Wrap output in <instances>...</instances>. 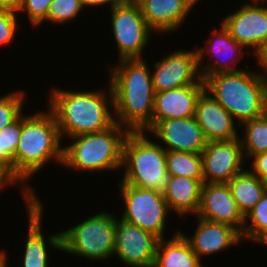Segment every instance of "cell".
<instances>
[{"label": "cell", "mask_w": 267, "mask_h": 267, "mask_svg": "<svg viewBox=\"0 0 267 267\" xmlns=\"http://www.w3.org/2000/svg\"><path fill=\"white\" fill-rule=\"evenodd\" d=\"M240 137L230 141H209L201 152L203 183H228L244 170Z\"/></svg>", "instance_id": "4fadbf2b"}, {"label": "cell", "mask_w": 267, "mask_h": 267, "mask_svg": "<svg viewBox=\"0 0 267 267\" xmlns=\"http://www.w3.org/2000/svg\"><path fill=\"white\" fill-rule=\"evenodd\" d=\"M111 10V24L119 59H143L144 48L154 31L148 26L139 4L124 0Z\"/></svg>", "instance_id": "9c48e42d"}, {"label": "cell", "mask_w": 267, "mask_h": 267, "mask_svg": "<svg viewBox=\"0 0 267 267\" xmlns=\"http://www.w3.org/2000/svg\"><path fill=\"white\" fill-rule=\"evenodd\" d=\"M125 204L121 219L164 239L170 210L161 191L118 183Z\"/></svg>", "instance_id": "ba28073f"}, {"label": "cell", "mask_w": 267, "mask_h": 267, "mask_svg": "<svg viewBox=\"0 0 267 267\" xmlns=\"http://www.w3.org/2000/svg\"><path fill=\"white\" fill-rule=\"evenodd\" d=\"M20 185L19 182L11 175L10 171L0 163V190H3L5 186L8 185Z\"/></svg>", "instance_id": "836d02e7"}, {"label": "cell", "mask_w": 267, "mask_h": 267, "mask_svg": "<svg viewBox=\"0 0 267 267\" xmlns=\"http://www.w3.org/2000/svg\"><path fill=\"white\" fill-rule=\"evenodd\" d=\"M124 0H81L82 5L85 9V7H96V6H103L105 4L110 3V8H113L119 4H121Z\"/></svg>", "instance_id": "e575fe53"}, {"label": "cell", "mask_w": 267, "mask_h": 267, "mask_svg": "<svg viewBox=\"0 0 267 267\" xmlns=\"http://www.w3.org/2000/svg\"><path fill=\"white\" fill-rule=\"evenodd\" d=\"M203 179H192L185 176H168L163 196L170 210L179 216L197 214L201 203Z\"/></svg>", "instance_id": "44dd1931"}, {"label": "cell", "mask_w": 267, "mask_h": 267, "mask_svg": "<svg viewBox=\"0 0 267 267\" xmlns=\"http://www.w3.org/2000/svg\"><path fill=\"white\" fill-rule=\"evenodd\" d=\"M109 95L105 91H70L54 89L49 96L48 109L53 113L61 139L81 134L104 131L115 122L113 94L110 84ZM109 96V97H108ZM110 106V108H109Z\"/></svg>", "instance_id": "3957f363"}, {"label": "cell", "mask_w": 267, "mask_h": 267, "mask_svg": "<svg viewBox=\"0 0 267 267\" xmlns=\"http://www.w3.org/2000/svg\"><path fill=\"white\" fill-rule=\"evenodd\" d=\"M25 91H12L0 98V131L14 122L21 114Z\"/></svg>", "instance_id": "f1b7e54d"}, {"label": "cell", "mask_w": 267, "mask_h": 267, "mask_svg": "<svg viewBox=\"0 0 267 267\" xmlns=\"http://www.w3.org/2000/svg\"><path fill=\"white\" fill-rule=\"evenodd\" d=\"M260 1L264 0H251L249 4L244 3L237 12L227 15L221 21L230 35L245 49L254 48L251 52L254 55L267 42V7L259 6Z\"/></svg>", "instance_id": "7c38bea8"}, {"label": "cell", "mask_w": 267, "mask_h": 267, "mask_svg": "<svg viewBox=\"0 0 267 267\" xmlns=\"http://www.w3.org/2000/svg\"><path fill=\"white\" fill-rule=\"evenodd\" d=\"M159 238L116 218L114 255L128 267H153Z\"/></svg>", "instance_id": "8fae6325"}, {"label": "cell", "mask_w": 267, "mask_h": 267, "mask_svg": "<svg viewBox=\"0 0 267 267\" xmlns=\"http://www.w3.org/2000/svg\"><path fill=\"white\" fill-rule=\"evenodd\" d=\"M253 165L249 169L259 179L263 180L267 177V152H262L251 157Z\"/></svg>", "instance_id": "d6a6232c"}, {"label": "cell", "mask_w": 267, "mask_h": 267, "mask_svg": "<svg viewBox=\"0 0 267 267\" xmlns=\"http://www.w3.org/2000/svg\"><path fill=\"white\" fill-rule=\"evenodd\" d=\"M81 0H53L49 6L47 20L63 24L78 16L83 10Z\"/></svg>", "instance_id": "f546056e"}, {"label": "cell", "mask_w": 267, "mask_h": 267, "mask_svg": "<svg viewBox=\"0 0 267 267\" xmlns=\"http://www.w3.org/2000/svg\"><path fill=\"white\" fill-rule=\"evenodd\" d=\"M129 131L115 123L98 132L70 137L63 147V166L78 171L117 170L122 167L123 143Z\"/></svg>", "instance_id": "5b68a950"}, {"label": "cell", "mask_w": 267, "mask_h": 267, "mask_svg": "<svg viewBox=\"0 0 267 267\" xmlns=\"http://www.w3.org/2000/svg\"><path fill=\"white\" fill-rule=\"evenodd\" d=\"M198 224L192 237L184 238L190 243L192 250L201 259L205 255H214L243 241L241 232L235 227L219 222H211L197 217Z\"/></svg>", "instance_id": "d6986e66"}, {"label": "cell", "mask_w": 267, "mask_h": 267, "mask_svg": "<svg viewBox=\"0 0 267 267\" xmlns=\"http://www.w3.org/2000/svg\"><path fill=\"white\" fill-rule=\"evenodd\" d=\"M195 119L206 140L230 141L239 138L233 116L206 90L196 103Z\"/></svg>", "instance_id": "2e32d148"}, {"label": "cell", "mask_w": 267, "mask_h": 267, "mask_svg": "<svg viewBox=\"0 0 267 267\" xmlns=\"http://www.w3.org/2000/svg\"><path fill=\"white\" fill-rule=\"evenodd\" d=\"M263 183H264L265 191L267 192V177L263 179Z\"/></svg>", "instance_id": "ab89813d"}, {"label": "cell", "mask_w": 267, "mask_h": 267, "mask_svg": "<svg viewBox=\"0 0 267 267\" xmlns=\"http://www.w3.org/2000/svg\"><path fill=\"white\" fill-rule=\"evenodd\" d=\"M145 135L143 131L129 132L124 139L122 182L162 192L168 178L166 150Z\"/></svg>", "instance_id": "52a82bcc"}, {"label": "cell", "mask_w": 267, "mask_h": 267, "mask_svg": "<svg viewBox=\"0 0 267 267\" xmlns=\"http://www.w3.org/2000/svg\"><path fill=\"white\" fill-rule=\"evenodd\" d=\"M166 144V151L200 153L207 140L195 117L159 121L149 132Z\"/></svg>", "instance_id": "9a60e30c"}, {"label": "cell", "mask_w": 267, "mask_h": 267, "mask_svg": "<svg viewBox=\"0 0 267 267\" xmlns=\"http://www.w3.org/2000/svg\"><path fill=\"white\" fill-rule=\"evenodd\" d=\"M205 85H187L155 92L152 128L168 119L195 117L196 103Z\"/></svg>", "instance_id": "ac0fdd59"}, {"label": "cell", "mask_w": 267, "mask_h": 267, "mask_svg": "<svg viewBox=\"0 0 267 267\" xmlns=\"http://www.w3.org/2000/svg\"><path fill=\"white\" fill-rule=\"evenodd\" d=\"M17 12L0 10V45H10L17 32Z\"/></svg>", "instance_id": "1f68e13d"}, {"label": "cell", "mask_w": 267, "mask_h": 267, "mask_svg": "<svg viewBox=\"0 0 267 267\" xmlns=\"http://www.w3.org/2000/svg\"><path fill=\"white\" fill-rule=\"evenodd\" d=\"M255 56L257 58V63L263 68V74L267 76V42Z\"/></svg>", "instance_id": "d590c367"}, {"label": "cell", "mask_w": 267, "mask_h": 267, "mask_svg": "<svg viewBox=\"0 0 267 267\" xmlns=\"http://www.w3.org/2000/svg\"><path fill=\"white\" fill-rule=\"evenodd\" d=\"M110 72L115 122L129 132H149L155 90L148 64L144 58L122 59Z\"/></svg>", "instance_id": "6da1fadb"}, {"label": "cell", "mask_w": 267, "mask_h": 267, "mask_svg": "<svg viewBox=\"0 0 267 267\" xmlns=\"http://www.w3.org/2000/svg\"><path fill=\"white\" fill-rule=\"evenodd\" d=\"M48 111V112H47ZM22 117V131L14 157V178L20 182L26 205L38 199L27 180L51 160L62 164L63 147L58 125L48 109ZM26 182V183H25ZM27 185V186H26Z\"/></svg>", "instance_id": "7a4b0ae2"}, {"label": "cell", "mask_w": 267, "mask_h": 267, "mask_svg": "<svg viewBox=\"0 0 267 267\" xmlns=\"http://www.w3.org/2000/svg\"><path fill=\"white\" fill-rule=\"evenodd\" d=\"M238 209L245 217L265 192L263 180L249 170H242L228 183Z\"/></svg>", "instance_id": "cb8c5ba5"}, {"label": "cell", "mask_w": 267, "mask_h": 267, "mask_svg": "<svg viewBox=\"0 0 267 267\" xmlns=\"http://www.w3.org/2000/svg\"><path fill=\"white\" fill-rule=\"evenodd\" d=\"M29 216V229L25 252L23 257V267H49L48 248L41 230L43 205L39 198L31 205H27Z\"/></svg>", "instance_id": "7402d4cb"}, {"label": "cell", "mask_w": 267, "mask_h": 267, "mask_svg": "<svg viewBox=\"0 0 267 267\" xmlns=\"http://www.w3.org/2000/svg\"><path fill=\"white\" fill-rule=\"evenodd\" d=\"M220 29L218 30L214 27L213 35L210 36L212 38H208L206 42V45L208 44L207 45L208 47H206L205 45V47H200L196 49L199 68L202 67L200 73L203 80H205L208 76H212L218 73L237 72L242 70L236 68V62L232 60L235 57L232 58L228 57L231 56H237V58L238 56L244 57L245 53L243 50L245 48L230 35L228 30L223 26L222 23ZM205 53L206 54L208 53V55L211 53L209 56L213 54L217 56H212L216 57L215 60L213 59V63L208 62L207 64H203L204 66H202L201 64L203 63L202 60L205 59L204 58L206 55ZM223 55L227 56L225 57L226 58L225 60H223L224 59ZM220 57H222L223 59H220ZM229 59L233 61L234 66H230V63L228 62Z\"/></svg>", "instance_id": "e0dca14e"}, {"label": "cell", "mask_w": 267, "mask_h": 267, "mask_svg": "<svg viewBox=\"0 0 267 267\" xmlns=\"http://www.w3.org/2000/svg\"><path fill=\"white\" fill-rule=\"evenodd\" d=\"M245 127V136L240 138L243 154L250 158L256 154L267 152V112L240 125Z\"/></svg>", "instance_id": "484cf974"}, {"label": "cell", "mask_w": 267, "mask_h": 267, "mask_svg": "<svg viewBox=\"0 0 267 267\" xmlns=\"http://www.w3.org/2000/svg\"><path fill=\"white\" fill-rule=\"evenodd\" d=\"M116 216L101 212L46 239L56 250L101 261L114 255Z\"/></svg>", "instance_id": "8992f818"}, {"label": "cell", "mask_w": 267, "mask_h": 267, "mask_svg": "<svg viewBox=\"0 0 267 267\" xmlns=\"http://www.w3.org/2000/svg\"><path fill=\"white\" fill-rule=\"evenodd\" d=\"M196 215L207 221L229 224L241 233L243 231L244 216L227 183H203L201 203Z\"/></svg>", "instance_id": "5bb4252c"}, {"label": "cell", "mask_w": 267, "mask_h": 267, "mask_svg": "<svg viewBox=\"0 0 267 267\" xmlns=\"http://www.w3.org/2000/svg\"><path fill=\"white\" fill-rule=\"evenodd\" d=\"M21 0H0V10H9L17 12Z\"/></svg>", "instance_id": "8d00e7d4"}, {"label": "cell", "mask_w": 267, "mask_h": 267, "mask_svg": "<svg viewBox=\"0 0 267 267\" xmlns=\"http://www.w3.org/2000/svg\"><path fill=\"white\" fill-rule=\"evenodd\" d=\"M151 77L155 92H162L187 85H205L198 64L196 47L178 50L165 55L154 64Z\"/></svg>", "instance_id": "30bf717a"}, {"label": "cell", "mask_w": 267, "mask_h": 267, "mask_svg": "<svg viewBox=\"0 0 267 267\" xmlns=\"http://www.w3.org/2000/svg\"><path fill=\"white\" fill-rule=\"evenodd\" d=\"M251 224H247L248 221ZM248 220V221H247ZM267 231V192L244 217V226L241 233L243 240H253L254 243Z\"/></svg>", "instance_id": "83f0119b"}, {"label": "cell", "mask_w": 267, "mask_h": 267, "mask_svg": "<svg viewBox=\"0 0 267 267\" xmlns=\"http://www.w3.org/2000/svg\"><path fill=\"white\" fill-rule=\"evenodd\" d=\"M256 242L258 244L267 245V231Z\"/></svg>", "instance_id": "f35d334b"}, {"label": "cell", "mask_w": 267, "mask_h": 267, "mask_svg": "<svg viewBox=\"0 0 267 267\" xmlns=\"http://www.w3.org/2000/svg\"><path fill=\"white\" fill-rule=\"evenodd\" d=\"M205 90L232 116L238 125L267 112V76L248 69L208 76Z\"/></svg>", "instance_id": "277c9868"}, {"label": "cell", "mask_w": 267, "mask_h": 267, "mask_svg": "<svg viewBox=\"0 0 267 267\" xmlns=\"http://www.w3.org/2000/svg\"><path fill=\"white\" fill-rule=\"evenodd\" d=\"M166 167L168 176L203 179L200 153L166 151Z\"/></svg>", "instance_id": "d4e9b609"}, {"label": "cell", "mask_w": 267, "mask_h": 267, "mask_svg": "<svg viewBox=\"0 0 267 267\" xmlns=\"http://www.w3.org/2000/svg\"><path fill=\"white\" fill-rule=\"evenodd\" d=\"M153 267H204L190 243L177 231L169 240L159 239Z\"/></svg>", "instance_id": "603a6c76"}, {"label": "cell", "mask_w": 267, "mask_h": 267, "mask_svg": "<svg viewBox=\"0 0 267 267\" xmlns=\"http://www.w3.org/2000/svg\"><path fill=\"white\" fill-rule=\"evenodd\" d=\"M53 0H21L18 13L25 11L32 26H40L47 20L49 6Z\"/></svg>", "instance_id": "4dcf8cb0"}, {"label": "cell", "mask_w": 267, "mask_h": 267, "mask_svg": "<svg viewBox=\"0 0 267 267\" xmlns=\"http://www.w3.org/2000/svg\"><path fill=\"white\" fill-rule=\"evenodd\" d=\"M199 0H139L142 15L154 32L172 33L182 26Z\"/></svg>", "instance_id": "ffe728a7"}, {"label": "cell", "mask_w": 267, "mask_h": 267, "mask_svg": "<svg viewBox=\"0 0 267 267\" xmlns=\"http://www.w3.org/2000/svg\"><path fill=\"white\" fill-rule=\"evenodd\" d=\"M21 114L14 122L0 131V163H2L14 177V157L22 131Z\"/></svg>", "instance_id": "4316f807"}, {"label": "cell", "mask_w": 267, "mask_h": 267, "mask_svg": "<svg viewBox=\"0 0 267 267\" xmlns=\"http://www.w3.org/2000/svg\"><path fill=\"white\" fill-rule=\"evenodd\" d=\"M7 266V256L6 252L0 251V267H6Z\"/></svg>", "instance_id": "74e56055"}]
</instances>
